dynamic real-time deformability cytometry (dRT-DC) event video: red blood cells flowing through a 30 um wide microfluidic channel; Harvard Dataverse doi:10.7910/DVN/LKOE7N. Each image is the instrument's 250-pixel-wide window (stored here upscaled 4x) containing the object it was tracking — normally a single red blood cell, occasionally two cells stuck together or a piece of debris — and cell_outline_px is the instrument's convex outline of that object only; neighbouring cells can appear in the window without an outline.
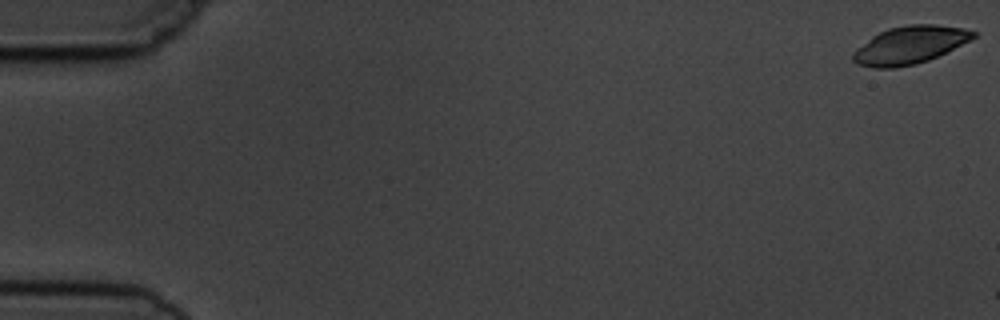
{"species": "common noctule bat (a hibernating species)", "species_latin": "Nyctalus noctula", "temperature_condition": "cold", "stored_images_in_passage": 3, "camera_frame_rate_fps": 3000, "um_per_image_px": 0.085, "animal": {"sex": "male", "body_mass_g": 19.5, "forearm_length_mm": 54.6}, "frame": {"image": 1, "passage_image": 1, "time_ms": 0.0, "image_size_px": [1000, 320], "cell_outline_px": [[976, 36], [972, 40], [928, 60], [916, 64], [896, 68], [872, 68], [856, 64], [852, 60], [852, 52], [856, 48], [872, 36], [888, 28], [908, 24], [936, 24], [964, 28], [976, 32]], "centroid_in_image_um": [77.31, 3.83], "position_along_channel_um": 7.7, "area_um2": 26.65}}